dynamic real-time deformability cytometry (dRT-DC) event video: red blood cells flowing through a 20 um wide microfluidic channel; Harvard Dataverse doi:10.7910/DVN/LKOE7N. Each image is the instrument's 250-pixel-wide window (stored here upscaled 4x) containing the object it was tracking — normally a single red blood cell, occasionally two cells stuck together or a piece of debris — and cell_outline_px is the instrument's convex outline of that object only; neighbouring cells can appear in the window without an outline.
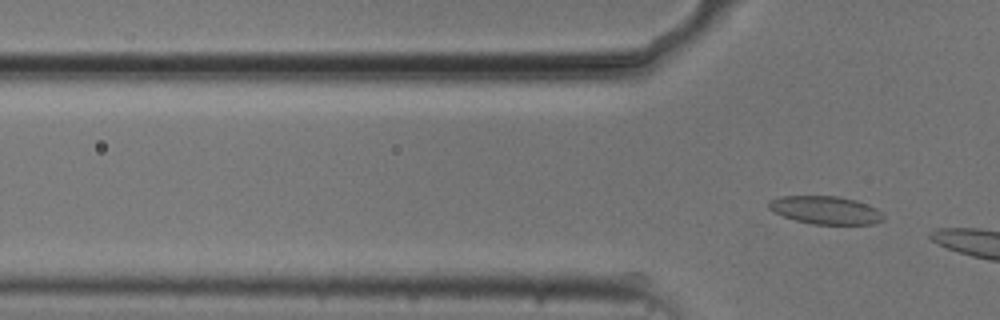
{"species": "common noctule bat (a hibernating species)", "species_latin": "Nyctalus noctula", "temperature_condition": "cold", "stored_images_in_passage": 7, "camera_frame_rate_fps": 3000, "um_per_image_px": 0.085, "animal": {"sex": "male", "body_mass_g": 20.5, "forearm_length_mm": 52.5}, "frame": {"image": 1, "passage_image": 7, "time_ms": 2.0, "image_size_px": [1000, 320], "cell_outline_px": [[884, 220], [876, 224], [812, 224], [796, 220], [772, 212], [768, 208], [768, 204], [772, 200], [780, 196], [840, 196], [856, 200], [876, 208], [884, 216]], "centroid_in_image_um": [70.19, 17.86], "position_along_channel_um": 55.6, "area_um2": 18.73}}